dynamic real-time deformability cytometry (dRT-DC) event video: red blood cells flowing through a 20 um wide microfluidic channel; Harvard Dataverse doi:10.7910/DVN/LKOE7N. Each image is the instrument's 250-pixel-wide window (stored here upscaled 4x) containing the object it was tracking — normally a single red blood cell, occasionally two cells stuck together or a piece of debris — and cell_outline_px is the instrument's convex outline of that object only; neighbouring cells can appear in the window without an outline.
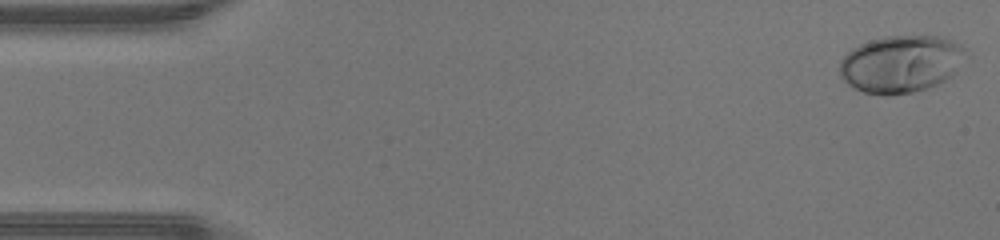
{"species": "human", "species_latin": "Homo sapiens", "temperature_condition": "warm", "stored_images_in_passage": 47, "camera_frame_rate_fps": 3000, "um_per_image_px": 0.085, "donor": {"sex": "male"}, "frame": {"image": 1, "passage_image": 1, "time_ms": 0.0, "image_size_px": [1000, 240], "cell_outline_px": [[964, 48], [956, 72], [952, 76], [928, 88], [912, 92], [892, 96], [884, 96], [864, 92], [848, 84], [840, 76], [840, 60], [852, 48], [860, 44], [884, 36], [936, 36], [960, 44]], "centroid_in_image_um": [76.52, 5.45], "position_along_channel_um": 8.5, "area_um2": 41.67}}
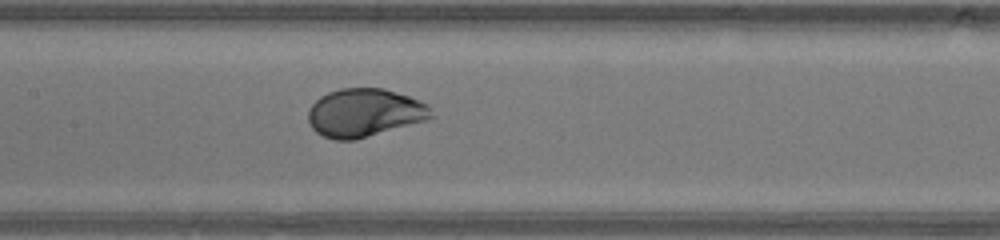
{"frame": {"image": 2, "passage_image": 22, "time_ms": 7.0, "image_size_px": [1000, 240], "cell_outline_px": [[432, 116], [424, 120], [356, 140], [336, 140], [324, 136], [316, 132], [312, 128], [308, 120], [308, 108], [320, 96], [328, 92], [340, 88], [384, 88], [408, 96], [428, 104]], "centroid_in_image_um": [30.93, 9.58], "position_along_channel_um": 176.5, "area_um2": 34.33}}
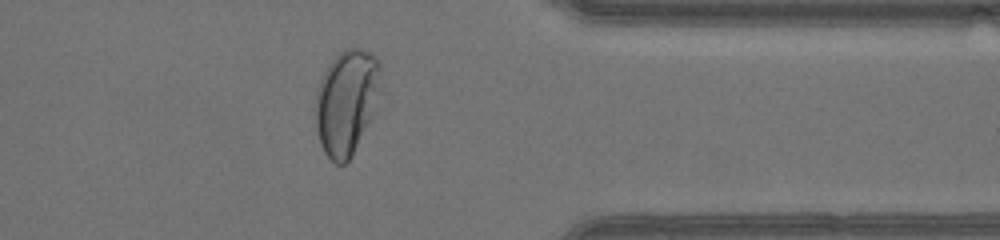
{"frame": {"image": 3, "passage_image": 37, "time_ms": 12.0, "image_size_px": [1000, 240], "cell_outline_px": [[380, 68], [376, 112], [352, 156], [344, 164], [336, 164], [324, 152], [320, 144], [316, 128], [316, 92], [320, 80], [324, 72], [332, 60], [344, 48], [364, 48], [372, 52], [380, 60]], "centroid_in_image_um": [29.47, 8.67], "position_along_channel_um": 381.9, "area_um2": 40.23}, "authors_computed_cell_mechanics": {"area_um2": 37.1654, "velocity_mm_per_s": 4.3744, "shape_relaxation_time_tau1_ms": 2.2009, "shape_relaxation_time_tau2_ms": null, "deformation_change_tau1": 0.1845, "deformation_change_tau2": null}}